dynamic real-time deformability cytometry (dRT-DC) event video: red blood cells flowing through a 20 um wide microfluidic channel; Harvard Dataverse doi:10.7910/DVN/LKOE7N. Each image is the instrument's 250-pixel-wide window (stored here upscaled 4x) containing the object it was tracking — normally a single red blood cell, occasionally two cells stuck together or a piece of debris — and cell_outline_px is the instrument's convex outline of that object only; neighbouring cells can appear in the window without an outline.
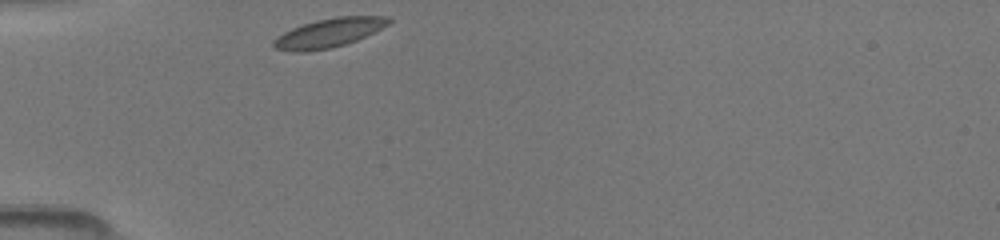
{"species": "common noctule bat (a hibernating species)", "species_latin": "Nyctalus noctula", "temperature_condition": "room temperature", "stored_images_in_passage": 13, "camera_frame_rate_fps": 3000, "um_per_image_px": 0.085, "animal": {"sex": "female", "body_mass_g": 19.5, "forearm_length_mm": 54.1}, "frame": {"image": 1, "passage_image": 1, "time_ms": 0.0, "image_size_px": [1000, 240], "cell_outline_px": [[392, 20], [388, 24], [356, 40], [332, 48], [304, 52], [292, 52], [272, 48], [272, 40], [284, 32], [292, 28], [316, 20], [336, 16], [388, 16]], "centroid_in_image_um": [27.89, 2.8], "position_along_channel_um": 57.1, "area_um2": 19.36}}
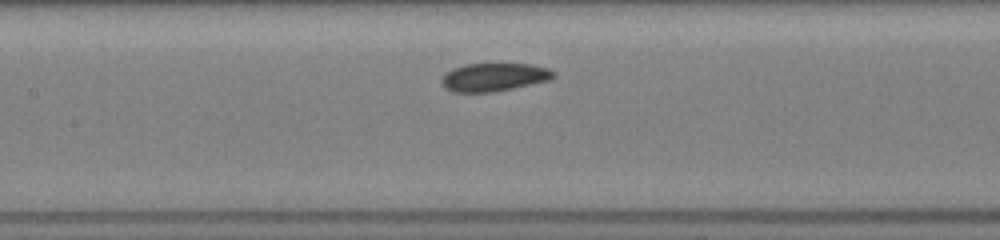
{"frame": {"image": 2, "passage_image": 8, "time_ms": 3.0, "image_size_px": [1000, 240], "cell_outline_px": [[556, 76], [548, 80], [532, 84], [496, 92], [452, 92], [444, 88], [440, 84], [440, 80], [444, 72], [452, 68], [464, 64], [532, 64], [548, 68], [556, 72]], "centroid_in_image_um": [41.94, 6.56], "position_along_channel_um": 165.5, "area_um2": 18.73}}
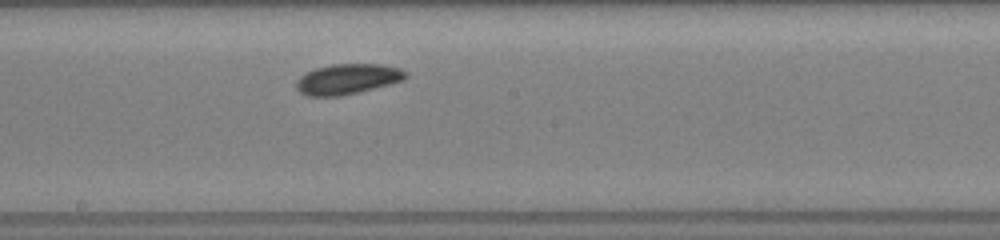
{"frame": {"image": 3, "passage_image": 11, "time_ms": 4.333, "image_size_px": [1000, 240], "cell_outline_px": [[408, 76], [404, 80], [340, 96], [308, 96], [300, 92], [296, 88], [296, 80], [300, 76], [316, 68], [332, 64], [380, 64], [400, 68], [408, 72]], "centroid_in_image_um": [29.54, 6.71], "position_along_channel_um": 218.7, "area_um2": 19.19}}